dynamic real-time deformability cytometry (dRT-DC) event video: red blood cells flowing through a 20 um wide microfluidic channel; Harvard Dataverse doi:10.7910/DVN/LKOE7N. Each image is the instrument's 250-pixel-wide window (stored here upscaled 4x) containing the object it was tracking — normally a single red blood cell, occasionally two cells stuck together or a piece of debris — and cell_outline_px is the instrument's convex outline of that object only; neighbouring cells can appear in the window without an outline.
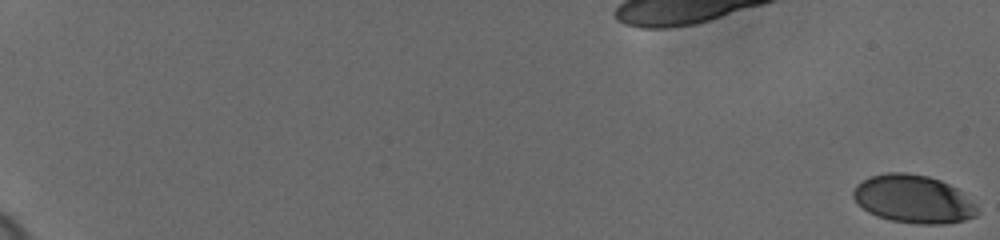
{"species": "human", "species_latin": "Homo sapiens", "temperature_condition": "cold", "stored_images_in_passage": 55, "camera_frame_rate_fps": 3000, "um_per_image_px": 0.085, "donor": {"sex": "female"}, "frame": {"image": 1, "passage_image": 1, "time_ms": 0.0, "image_size_px": [1000, 240], "cell_outline_px": [[976, 216], [964, 220], [944, 224], [916, 224], [892, 220], [876, 216], [868, 212], [852, 196], [852, 192], [856, 184], [872, 176], [888, 172], [904, 172], [928, 176], [940, 180], [956, 188], [976, 204]], "centroid_in_image_um": [77.63, 16.92], "position_along_channel_um": 7.4, "area_um2": 34.51}}
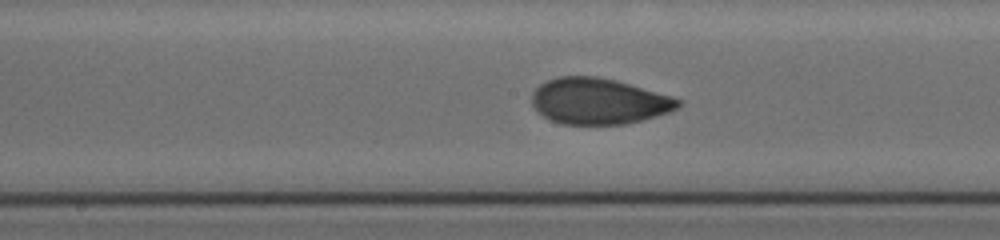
{"frame": {"image": 2, "passage_image": 37, "time_ms": 12.0, "image_size_px": [1000, 240], "cell_outline_px": [[680, 104], [676, 108], [668, 112], [656, 116], [628, 124], [560, 124], [544, 116], [532, 104], [532, 92], [540, 84], [556, 76], [596, 76], [616, 80], [672, 96], [680, 100]], "centroid_in_image_um": [50.88, 8.59], "position_along_channel_um": 197.3, "area_um2": 39.07}}
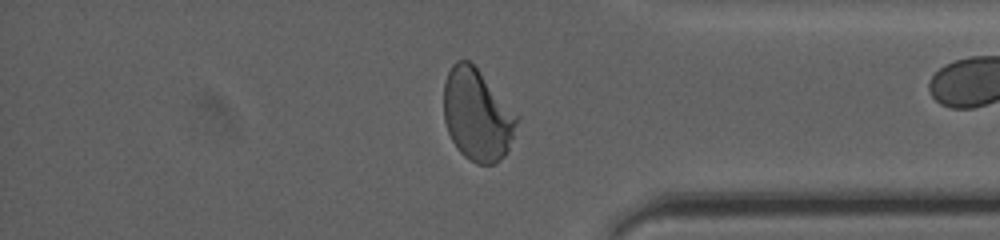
{"frame": {"image": 3, "passage_image": 54, "time_ms": 17.667, "image_size_px": [1000, 240], "cell_outline_px": [[520, 116], [508, 152], [500, 160], [492, 164], [476, 164], [464, 156], [456, 148], [448, 132], [444, 120], [444, 84], [448, 72], [452, 64], [456, 60], [468, 60], [480, 72]], "centroid_in_image_um": [40.57, 9.79], "position_along_channel_um": 394.6, "area_um2": 39.25}}